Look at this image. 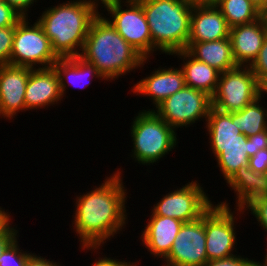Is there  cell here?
<instances>
[{"instance_id":"cell-1","label":"cell","mask_w":267,"mask_h":266,"mask_svg":"<svg viewBox=\"0 0 267 266\" xmlns=\"http://www.w3.org/2000/svg\"><path fill=\"white\" fill-rule=\"evenodd\" d=\"M122 172L117 168L99 187L93 186V190L76 196L72 226L83 251L98 252L107 239L120 234L128 223V195Z\"/></svg>"},{"instance_id":"cell-2","label":"cell","mask_w":267,"mask_h":266,"mask_svg":"<svg viewBox=\"0 0 267 266\" xmlns=\"http://www.w3.org/2000/svg\"><path fill=\"white\" fill-rule=\"evenodd\" d=\"M80 57L93 64L108 82L143 68L149 61L124 40L103 13L91 23Z\"/></svg>"},{"instance_id":"cell-3","label":"cell","mask_w":267,"mask_h":266,"mask_svg":"<svg viewBox=\"0 0 267 266\" xmlns=\"http://www.w3.org/2000/svg\"><path fill=\"white\" fill-rule=\"evenodd\" d=\"M97 0H68L46 8L37 18L59 58L80 56L89 28L100 13Z\"/></svg>"},{"instance_id":"cell-4","label":"cell","mask_w":267,"mask_h":266,"mask_svg":"<svg viewBox=\"0 0 267 266\" xmlns=\"http://www.w3.org/2000/svg\"><path fill=\"white\" fill-rule=\"evenodd\" d=\"M145 13L155 51L172 55L186 50L193 5L187 0H138Z\"/></svg>"},{"instance_id":"cell-5","label":"cell","mask_w":267,"mask_h":266,"mask_svg":"<svg viewBox=\"0 0 267 266\" xmlns=\"http://www.w3.org/2000/svg\"><path fill=\"white\" fill-rule=\"evenodd\" d=\"M132 159L150 166L177 146V132L154 111L139 110L131 122Z\"/></svg>"},{"instance_id":"cell-6","label":"cell","mask_w":267,"mask_h":266,"mask_svg":"<svg viewBox=\"0 0 267 266\" xmlns=\"http://www.w3.org/2000/svg\"><path fill=\"white\" fill-rule=\"evenodd\" d=\"M100 6L110 14L106 19L124 40L144 58H150L152 36L141 3L138 0H103Z\"/></svg>"},{"instance_id":"cell-7","label":"cell","mask_w":267,"mask_h":266,"mask_svg":"<svg viewBox=\"0 0 267 266\" xmlns=\"http://www.w3.org/2000/svg\"><path fill=\"white\" fill-rule=\"evenodd\" d=\"M35 21L31 25L28 17H23L17 23L10 56L11 65L32 69L51 68L59 59L43 28Z\"/></svg>"},{"instance_id":"cell-8","label":"cell","mask_w":267,"mask_h":266,"mask_svg":"<svg viewBox=\"0 0 267 266\" xmlns=\"http://www.w3.org/2000/svg\"><path fill=\"white\" fill-rule=\"evenodd\" d=\"M226 201L213 204L204 213V226L206 235V254L208 261L232 257L236 254L237 233L235 226L236 216L244 215L243 208H234L232 211ZM236 211V212H235ZM237 213V215H235ZM235 249V250H234Z\"/></svg>"},{"instance_id":"cell-9","label":"cell","mask_w":267,"mask_h":266,"mask_svg":"<svg viewBox=\"0 0 267 266\" xmlns=\"http://www.w3.org/2000/svg\"><path fill=\"white\" fill-rule=\"evenodd\" d=\"M211 107V96L185 85L153 111L176 131L177 128L190 127L202 119L206 122Z\"/></svg>"},{"instance_id":"cell-10","label":"cell","mask_w":267,"mask_h":266,"mask_svg":"<svg viewBox=\"0 0 267 266\" xmlns=\"http://www.w3.org/2000/svg\"><path fill=\"white\" fill-rule=\"evenodd\" d=\"M259 83L249 66H237L220 73L212 107L223 112L242 110L259 97Z\"/></svg>"},{"instance_id":"cell-11","label":"cell","mask_w":267,"mask_h":266,"mask_svg":"<svg viewBox=\"0 0 267 266\" xmlns=\"http://www.w3.org/2000/svg\"><path fill=\"white\" fill-rule=\"evenodd\" d=\"M169 192L154 204L151 215L170 217L186 223L199 219L214 203L197 180Z\"/></svg>"},{"instance_id":"cell-12","label":"cell","mask_w":267,"mask_h":266,"mask_svg":"<svg viewBox=\"0 0 267 266\" xmlns=\"http://www.w3.org/2000/svg\"><path fill=\"white\" fill-rule=\"evenodd\" d=\"M162 266H204L207 262L204 214L183 223Z\"/></svg>"},{"instance_id":"cell-13","label":"cell","mask_w":267,"mask_h":266,"mask_svg":"<svg viewBox=\"0 0 267 266\" xmlns=\"http://www.w3.org/2000/svg\"><path fill=\"white\" fill-rule=\"evenodd\" d=\"M32 68L5 64L0 66V117L12 120L25 111V89Z\"/></svg>"},{"instance_id":"cell-14","label":"cell","mask_w":267,"mask_h":266,"mask_svg":"<svg viewBox=\"0 0 267 266\" xmlns=\"http://www.w3.org/2000/svg\"><path fill=\"white\" fill-rule=\"evenodd\" d=\"M26 110L47 109L52 105L61 103L63 96L60 81L54 67L32 69L25 89ZM49 106V107H48Z\"/></svg>"},{"instance_id":"cell-15","label":"cell","mask_w":267,"mask_h":266,"mask_svg":"<svg viewBox=\"0 0 267 266\" xmlns=\"http://www.w3.org/2000/svg\"><path fill=\"white\" fill-rule=\"evenodd\" d=\"M184 86V73L180 66L179 68L160 66L157 70L152 71L150 75L133 84L131 91L137 96L141 94L149 97L154 107L153 109H146V111H153L166 98L181 90Z\"/></svg>"},{"instance_id":"cell-16","label":"cell","mask_w":267,"mask_h":266,"mask_svg":"<svg viewBox=\"0 0 267 266\" xmlns=\"http://www.w3.org/2000/svg\"><path fill=\"white\" fill-rule=\"evenodd\" d=\"M230 27L215 4L193 5L188 42H208L229 38Z\"/></svg>"},{"instance_id":"cell-17","label":"cell","mask_w":267,"mask_h":266,"mask_svg":"<svg viewBox=\"0 0 267 266\" xmlns=\"http://www.w3.org/2000/svg\"><path fill=\"white\" fill-rule=\"evenodd\" d=\"M232 54L237 66H250L266 38L264 24L258 20L230 28Z\"/></svg>"},{"instance_id":"cell-18","label":"cell","mask_w":267,"mask_h":266,"mask_svg":"<svg viewBox=\"0 0 267 266\" xmlns=\"http://www.w3.org/2000/svg\"><path fill=\"white\" fill-rule=\"evenodd\" d=\"M147 222L141 231L142 247L144 245L153 257L163 260L169 254L183 222L158 215H151Z\"/></svg>"},{"instance_id":"cell-19","label":"cell","mask_w":267,"mask_h":266,"mask_svg":"<svg viewBox=\"0 0 267 266\" xmlns=\"http://www.w3.org/2000/svg\"><path fill=\"white\" fill-rule=\"evenodd\" d=\"M205 123L210 146L243 145L247 141L237 126L236 111L229 113L211 107Z\"/></svg>"},{"instance_id":"cell-20","label":"cell","mask_w":267,"mask_h":266,"mask_svg":"<svg viewBox=\"0 0 267 266\" xmlns=\"http://www.w3.org/2000/svg\"><path fill=\"white\" fill-rule=\"evenodd\" d=\"M58 73L62 96H66L67 87L87 88L93 78L104 80L96 67L80 56L59 58L53 65ZM67 80V83H66ZM68 85V86H67Z\"/></svg>"},{"instance_id":"cell-21","label":"cell","mask_w":267,"mask_h":266,"mask_svg":"<svg viewBox=\"0 0 267 266\" xmlns=\"http://www.w3.org/2000/svg\"><path fill=\"white\" fill-rule=\"evenodd\" d=\"M186 51L195 59L205 62L220 73L237 67L230 38L208 42H188Z\"/></svg>"},{"instance_id":"cell-22","label":"cell","mask_w":267,"mask_h":266,"mask_svg":"<svg viewBox=\"0 0 267 266\" xmlns=\"http://www.w3.org/2000/svg\"><path fill=\"white\" fill-rule=\"evenodd\" d=\"M172 55L183 60L181 69L184 73L185 85L201 90L212 97L217 89L220 72L205 62L195 59L186 50Z\"/></svg>"},{"instance_id":"cell-23","label":"cell","mask_w":267,"mask_h":266,"mask_svg":"<svg viewBox=\"0 0 267 266\" xmlns=\"http://www.w3.org/2000/svg\"><path fill=\"white\" fill-rule=\"evenodd\" d=\"M236 193V208H243L253 198L260 196L266 188V174L253 171L248 165L241 166L226 182Z\"/></svg>"},{"instance_id":"cell-24","label":"cell","mask_w":267,"mask_h":266,"mask_svg":"<svg viewBox=\"0 0 267 266\" xmlns=\"http://www.w3.org/2000/svg\"><path fill=\"white\" fill-rule=\"evenodd\" d=\"M210 149L226 182L241 166L248 165L250 158L248 138L243 145L210 146Z\"/></svg>"},{"instance_id":"cell-25","label":"cell","mask_w":267,"mask_h":266,"mask_svg":"<svg viewBox=\"0 0 267 266\" xmlns=\"http://www.w3.org/2000/svg\"><path fill=\"white\" fill-rule=\"evenodd\" d=\"M260 97L236 111V123L244 136H252L267 129V108Z\"/></svg>"},{"instance_id":"cell-26","label":"cell","mask_w":267,"mask_h":266,"mask_svg":"<svg viewBox=\"0 0 267 266\" xmlns=\"http://www.w3.org/2000/svg\"><path fill=\"white\" fill-rule=\"evenodd\" d=\"M227 20L230 28L254 22L260 18V11L250 0H218L215 4Z\"/></svg>"},{"instance_id":"cell-27","label":"cell","mask_w":267,"mask_h":266,"mask_svg":"<svg viewBox=\"0 0 267 266\" xmlns=\"http://www.w3.org/2000/svg\"><path fill=\"white\" fill-rule=\"evenodd\" d=\"M17 237L1 254L0 266H25L32 252L23 251ZM19 244V245H18ZM21 249V250H20ZM29 252V253H28Z\"/></svg>"},{"instance_id":"cell-28","label":"cell","mask_w":267,"mask_h":266,"mask_svg":"<svg viewBox=\"0 0 267 266\" xmlns=\"http://www.w3.org/2000/svg\"><path fill=\"white\" fill-rule=\"evenodd\" d=\"M243 210L250 212L258 221L259 226L267 232V199L260 196L253 198L243 207Z\"/></svg>"},{"instance_id":"cell-29","label":"cell","mask_w":267,"mask_h":266,"mask_svg":"<svg viewBox=\"0 0 267 266\" xmlns=\"http://www.w3.org/2000/svg\"><path fill=\"white\" fill-rule=\"evenodd\" d=\"M15 28L16 26L0 28V66L10 64Z\"/></svg>"},{"instance_id":"cell-30","label":"cell","mask_w":267,"mask_h":266,"mask_svg":"<svg viewBox=\"0 0 267 266\" xmlns=\"http://www.w3.org/2000/svg\"><path fill=\"white\" fill-rule=\"evenodd\" d=\"M249 67L255 74L258 83L263 78L267 77V37L265 38L257 57Z\"/></svg>"},{"instance_id":"cell-31","label":"cell","mask_w":267,"mask_h":266,"mask_svg":"<svg viewBox=\"0 0 267 266\" xmlns=\"http://www.w3.org/2000/svg\"><path fill=\"white\" fill-rule=\"evenodd\" d=\"M22 18L23 16L13 7L4 0H0V28L16 26Z\"/></svg>"},{"instance_id":"cell-32","label":"cell","mask_w":267,"mask_h":266,"mask_svg":"<svg viewBox=\"0 0 267 266\" xmlns=\"http://www.w3.org/2000/svg\"><path fill=\"white\" fill-rule=\"evenodd\" d=\"M258 261L243 257V255H234L225 259L210 260L204 266H257Z\"/></svg>"},{"instance_id":"cell-33","label":"cell","mask_w":267,"mask_h":266,"mask_svg":"<svg viewBox=\"0 0 267 266\" xmlns=\"http://www.w3.org/2000/svg\"><path fill=\"white\" fill-rule=\"evenodd\" d=\"M248 166L255 172L267 174V148L258 150L250 157Z\"/></svg>"},{"instance_id":"cell-34","label":"cell","mask_w":267,"mask_h":266,"mask_svg":"<svg viewBox=\"0 0 267 266\" xmlns=\"http://www.w3.org/2000/svg\"><path fill=\"white\" fill-rule=\"evenodd\" d=\"M248 139L249 157H252L258 150L267 148V129L255 135L248 136Z\"/></svg>"},{"instance_id":"cell-35","label":"cell","mask_w":267,"mask_h":266,"mask_svg":"<svg viewBox=\"0 0 267 266\" xmlns=\"http://www.w3.org/2000/svg\"><path fill=\"white\" fill-rule=\"evenodd\" d=\"M17 227H12L9 223L3 230L0 231V254L17 238L19 230Z\"/></svg>"},{"instance_id":"cell-36","label":"cell","mask_w":267,"mask_h":266,"mask_svg":"<svg viewBox=\"0 0 267 266\" xmlns=\"http://www.w3.org/2000/svg\"><path fill=\"white\" fill-rule=\"evenodd\" d=\"M7 4L13 7L23 17H29L27 12L39 0H4Z\"/></svg>"},{"instance_id":"cell-37","label":"cell","mask_w":267,"mask_h":266,"mask_svg":"<svg viewBox=\"0 0 267 266\" xmlns=\"http://www.w3.org/2000/svg\"><path fill=\"white\" fill-rule=\"evenodd\" d=\"M97 259H95V262L92 263V266H137L138 264H136L135 262H126L125 260L120 261L118 259H115L113 257H97ZM113 258V259H112Z\"/></svg>"},{"instance_id":"cell-38","label":"cell","mask_w":267,"mask_h":266,"mask_svg":"<svg viewBox=\"0 0 267 266\" xmlns=\"http://www.w3.org/2000/svg\"><path fill=\"white\" fill-rule=\"evenodd\" d=\"M25 266H61L58 262L50 261V259H46V257H42L40 255H33L28 259Z\"/></svg>"},{"instance_id":"cell-39","label":"cell","mask_w":267,"mask_h":266,"mask_svg":"<svg viewBox=\"0 0 267 266\" xmlns=\"http://www.w3.org/2000/svg\"><path fill=\"white\" fill-rule=\"evenodd\" d=\"M12 223L9 212L5 208L0 207V231L3 230L9 223Z\"/></svg>"},{"instance_id":"cell-40","label":"cell","mask_w":267,"mask_h":266,"mask_svg":"<svg viewBox=\"0 0 267 266\" xmlns=\"http://www.w3.org/2000/svg\"><path fill=\"white\" fill-rule=\"evenodd\" d=\"M258 91H259V97L263 99L264 95L267 94V77L263 78L259 82Z\"/></svg>"},{"instance_id":"cell-41","label":"cell","mask_w":267,"mask_h":266,"mask_svg":"<svg viewBox=\"0 0 267 266\" xmlns=\"http://www.w3.org/2000/svg\"><path fill=\"white\" fill-rule=\"evenodd\" d=\"M250 1L260 12L267 10V0H250Z\"/></svg>"},{"instance_id":"cell-42","label":"cell","mask_w":267,"mask_h":266,"mask_svg":"<svg viewBox=\"0 0 267 266\" xmlns=\"http://www.w3.org/2000/svg\"><path fill=\"white\" fill-rule=\"evenodd\" d=\"M192 5L216 4L218 0H187Z\"/></svg>"},{"instance_id":"cell-43","label":"cell","mask_w":267,"mask_h":266,"mask_svg":"<svg viewBox=\"0 0 267 266\" xmlns=\"http://www.w3.org/2000/svg\"><path fill=\"white\" fill-rule=\"evenodd\" d=\"M260 18L264 24L266 37H267V10L260 13Z\"/></svg>"},{"instance_id":"cell-44","label":"cell","mask_w":267,"mask_h":266,"mask_svg":"<svg viewBox=\"0 0 267 266\" xmlns=\"http://www.w3.org/2000/svg\"><path fill=\"white\" fill-rule=\"evenodd\" d=\"M257 266H267V249H266V255L264 257L263 262H257Z\"/></svg>"},{"instance_id":"cell-45","label":"cell","mask_w":267,"mask_h":266,"mask_svg":"<svg viewBox=\"0 0 267 266\" xmlns=\"http://www.w3.org/2000/svg\"><path fill=\"white\" fill-rule=\"evenodd\" d=\"M266 179H267V174H266ZM260 197L267 199V183H266L265 191L260 195Z\"/></svg>"}]
</instances>
